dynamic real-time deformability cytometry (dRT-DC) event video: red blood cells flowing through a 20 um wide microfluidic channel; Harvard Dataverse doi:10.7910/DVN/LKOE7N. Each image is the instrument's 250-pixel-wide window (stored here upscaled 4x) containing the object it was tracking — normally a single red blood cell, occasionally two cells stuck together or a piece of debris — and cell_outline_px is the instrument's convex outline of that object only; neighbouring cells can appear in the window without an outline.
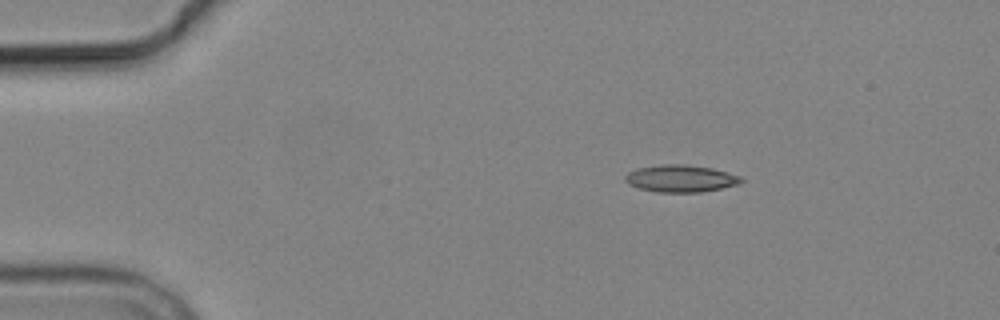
{"species": "common noctule bat (a hibernating species)", "species_latin": "Nyctalus noctula", "temperature_condition": "cold", "stored_images_in_passage": 4, "camera_frame_rate_fps": 3000, "um_per_image_px": 0.085, "animal": {"sex": "male", "body_mass_g": 19.2, "forearm_length_mm": 51.8}, "frame": {"image": 1, "passage_image": 2, "time_ms": 2.333, "image_size_px": [1000, 320], "cell_outline_px": [[744, 180], [740, 184], [700, 192], [656, 192], [640, 188], [628, 184], [624, 180], [624, 176], [628, 172], [636, 168], [660, 164], [684, 164], [712, 168], [728, 172], [740, 176]], "centroid_in_image_um": [57.84, 15.16], "position_along_channel_um": 27.2, "area_um2": 18.44}}